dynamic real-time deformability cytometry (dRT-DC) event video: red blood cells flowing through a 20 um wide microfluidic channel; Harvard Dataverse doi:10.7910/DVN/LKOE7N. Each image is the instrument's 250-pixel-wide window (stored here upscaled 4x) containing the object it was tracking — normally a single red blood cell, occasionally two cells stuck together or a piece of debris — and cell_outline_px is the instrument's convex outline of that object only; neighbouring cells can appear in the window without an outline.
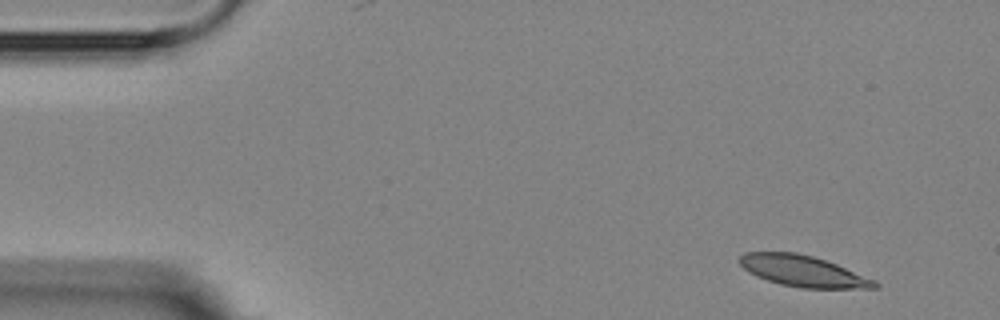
{"species": "Egyptian fruit bat (a non-hibernating species)", "species_latin": "Rousettus aegyptiacus", "temperature_condition": "room temperature", "stored_images_in_passage": 4, "camera_frame_rate_fps": 3000, "um_per_image_px": 0.085, "animal": {"sex": "female"}, "frame": {"image": 1, "passage_image": 1, "time_ms": 0.0, "image_size_px": [1000, 320], "cell_outline_px": [[880, 288], [800, 288], [780, 284], [756, 276], [748, 272], [740, 264], [740, 256], [744, 252], [796, 252], [812, 256], [836, 264], [876, 280], [880, 284]], "centroid_in_image_um": [68.27, 23.05], "position_along_channel_um": 16.7, "area_um2": 24.45}}
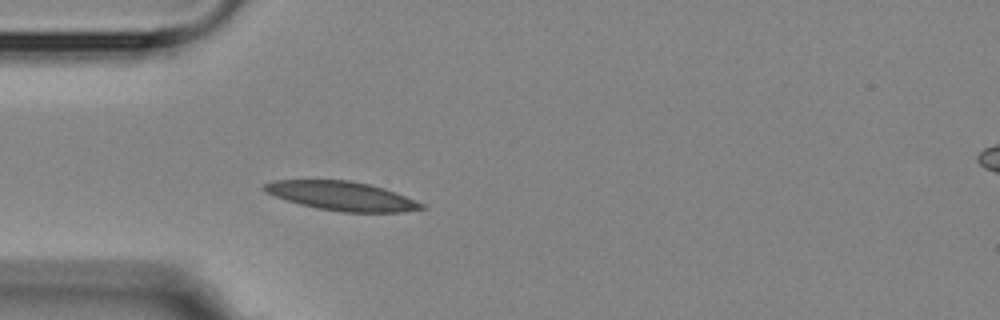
{"frame": {"image": 2, "passage_image": 4, "time_ms": 3.667, "image_size_px": [1000, 320], "cell_outline_px": [[424, 208], [400, 212], [344, 212], [316, 208], [300, 204], [264, 192], [260, 188], [264, 184], [272, 180], [348, 180], [368, 184], [384, 188], [424, 204]], "centroid_in_image_um": [28.99, 16.65], "position_along_channel_um": 56.0, "area_um2": 26.3}}